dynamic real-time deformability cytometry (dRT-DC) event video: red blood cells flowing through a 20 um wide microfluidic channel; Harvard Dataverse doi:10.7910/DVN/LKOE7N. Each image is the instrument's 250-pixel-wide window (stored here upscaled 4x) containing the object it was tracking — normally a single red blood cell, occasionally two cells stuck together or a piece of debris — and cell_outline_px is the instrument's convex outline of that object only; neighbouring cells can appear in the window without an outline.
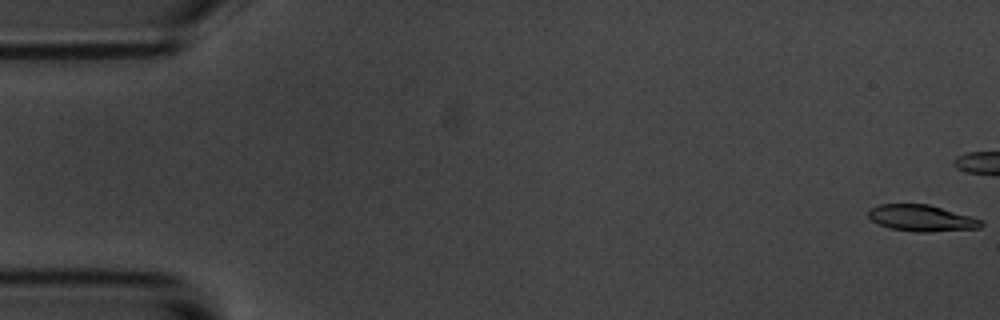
{"species": "common noctule bat (a hibernating species)", "species_latin": "Nyctalus noctula", "temperature_condition": "room temperature", "stored_images_in_passage": 17, "camera_frame_rate_fps": 3000, "um_per_image_px": 0.085, "animal": {"sex": "male", "body_mass_g": 20.1, "forearm_length_mm": 53.5}, "frame": {"image": 1, "passage_image": 1, "time_ms": 0.0, "image_size_px": [1000, 320], "cell_outline_px": [[984, 224], [980, 228], [928, 232], [916, 232], [888, 228], [872, 220], [868, 216], [868, 212], [872, 208], [880, 204], [928, 204], [968, 216], [980, 220]], "centroid_in_image_um": [78.31, 18.55], "position_along_channel_um": 6.7, "area_um2": 17.05}}
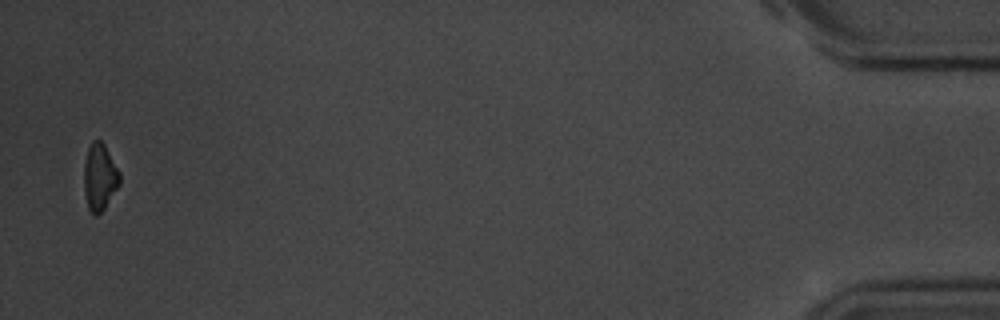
{"frame": {"image": 2, "passage_image": 17, "time_ms": 19.667, "image_size_px": [1000, 320], "cell_outline_px": [[120, 184], [104, 208], [96, 216], [88, 208], [84, 192], [84, 164], [88, 148], [92, 140], [100, 140], [104, 144], [120, 172]], "centroid_in_image_um": [8.47, 15.03], "position_along_channel_um": 426.7, "area_um2": 13.81}, "authors_computed_cell_mechanics": {"area_um2": 17.918, "velocity_mm_per_s": 3.5192, "shape_relaxation_time_tau1_ms": 1.5663, "shape_relaxation_time_tau2_ms": 3.6801, "deformation_change_tau1": 0.0966, "deformation_change_tau2": 0.0828}}